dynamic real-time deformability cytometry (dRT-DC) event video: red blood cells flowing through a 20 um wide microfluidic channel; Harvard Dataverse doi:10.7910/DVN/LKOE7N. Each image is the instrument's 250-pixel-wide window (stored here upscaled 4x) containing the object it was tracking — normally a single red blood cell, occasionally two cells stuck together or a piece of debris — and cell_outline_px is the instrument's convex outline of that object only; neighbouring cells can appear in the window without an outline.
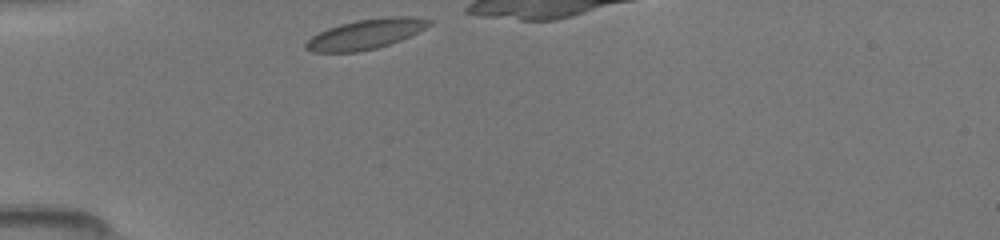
{"species": "common noctule bat (a hibernating species)", "species_latin": "Nyctalus noctula", "temperature_condition": "room temperature", "stored_images_in_passage": 5, "camera_frame_rate_fps": 3000, "um_per_image_px": 0.085, "animal": {"sex": "female", "body_mass_g": 19.5, "forearm_length_mm": 54.1}, "frame": {"image": 1, "passage_image": 1, "time_ms": 0.0, "image_size_px": [1000, 240], "cell_outline_px": [[432, 24], [400, 40], [376, 48], [360, 52], [312, 52], [304, 48], [304, 44], [312, 36], [328, 28], [340, 24], [356, 20], [388, 16], [416, 16], [432, 20]], "centroid_in_image_um": [31.08, 2.89], "position_along_channel_um": 53.9, "area_um2": 21.44}}
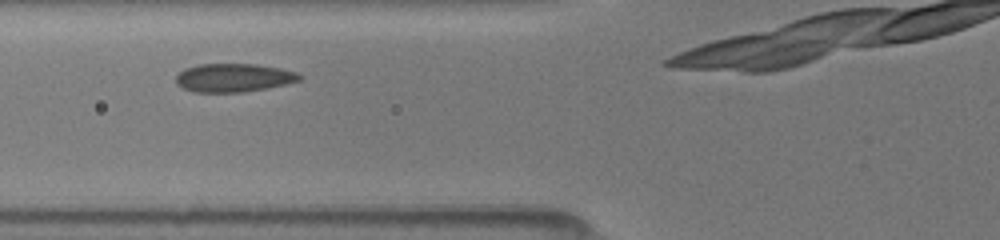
{"frame": {"image": 2, "passage_image": 3, "time_ms": 1.667, "image_size_px": [1000, 240], "cell_outline_px": [[304, 76], [300, 80], [284, 84], [244, 92], [192, 92], [176, 84], [176, 76], [184, 68], [196, 64], [256, 64], [280, 68], [296, 72]], "centroid_in_image_um": [19.83, 6.6], "position_along_channel_um": 106.0, "area_um2": 20.46}}